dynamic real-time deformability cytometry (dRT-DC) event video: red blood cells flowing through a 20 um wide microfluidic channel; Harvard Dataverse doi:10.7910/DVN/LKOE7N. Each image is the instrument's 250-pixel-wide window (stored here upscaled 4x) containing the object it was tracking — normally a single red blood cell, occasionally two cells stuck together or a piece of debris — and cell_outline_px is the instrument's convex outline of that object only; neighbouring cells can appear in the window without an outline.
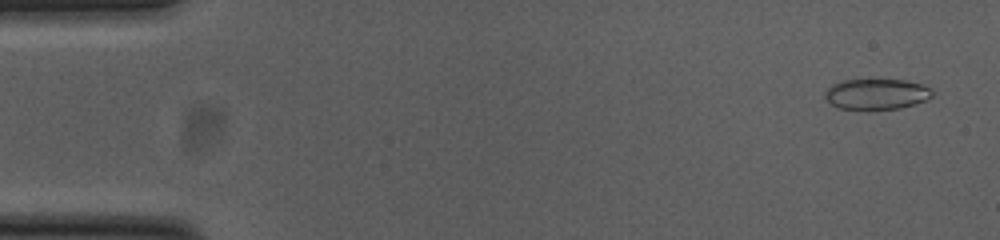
{"species": "common noctule bat (a hibernating species)", "species_latin": "Nyctalus noctula", "temperature_condition": "cold", "stored_images_in_passage": 9, "camera_frame_rate_fps": 3000, "um_per_image_px": 0.085, "animal": {"sex": "female", "body_mass_g": 23.0, "forearm_length_mm": 53.4}, "frame": {"image": 1, "passage_image": 2, "time_ms": 0.333, "image_size_px": [1000, 240], "cell_outline_px": [[932, 96], [928, 100], [900, 108], [840, 108], [832, 104], [824, 96], [824, 92], [832, 84], [844, 80], [904, 80], [920, 84], [928, 88], [932, 92]], "centroid_in_image_um": [74.5, 7.98], "position_along_channel_um": 10.5, "area_um2": 18.67}}